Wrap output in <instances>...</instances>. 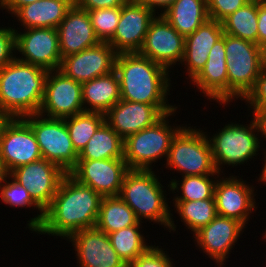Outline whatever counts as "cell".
I'll use <instances>...</instances> for the list:
<instances>
[{
    "label": "cell",
    "mask_w": 266,
    "mask_h": 267,
    "mask_svg": "<svg viewBox=\"0 0 266 267\" xmlns=\"http://www.w3.org/2000/svg\"><path fill=\"white\" fill-rule=\"evenodd\" d=\"M155 16L140 0H128L121 7L119 23L108 43L117 53L139 52Z\"/></svg>",
    "instance_id": "cell-14"
},
{
    "label": "cell",
    "mask_w": 266,
    "mask_h": 267,
    "mask_svg": "<svg viewBox=\"0 0 266 267\" xmlns=\"http://www.w3.org/2000/svg\"><path fill=\"white\" fill-rule=\"evenodd\" d=\"M104 115L105 122L123 140L134 133L153 126L164 116L154 105L122 99Z\"/></svg>",
    "instance_id": "cell-21"
},
{
    "label": "cell",
    "mask_w": 266,
    "mask_h": 267,
    "mask_svg": "<svg viewBox=\"0 0 266 267\" xmlns=\"http://www.w3.org/2000/svg\"><path fill=\"white\" fill-rule=\"evenodd\" d=\"M122 100L154 105L163 115L178 107L170 105V71L138 52L118 53L114 70ZM168 102V103H167Z\"/></svg>",
    "instance_id": "cell-2"
},
{
    "label": "cell",
    "mask_w": 266,
    "mask_h": 267,
    "mask_svg": "<svg viewBox=\"0 0 266 267\" xmlns=\"http://www.w3.org/2000/svg\"><path fill=\"white\" fill-rule=\"evenodd\" d=\"M145 6L152 10L155 14L159 9L163 13L169 6H171L175 0H140ZM157 9V10H156Z\"/></svg>",
    "instance_id": "cell-45"
},
{
    "label": "cell",
    "mask_w": 266,
    "mask_h": 267,
    "mask_svg": "<svg viewBox=\"0 0 266 267\" xmlns=\"http://www.w3.org/2000/svg\"><path fill=\"white\" fill-rule=\"evenodd\" d=\"M258 45L266 43V2H258Z\"/></svg>",
    "instance_id": "cell-42"
},
{
    "label": "cell",
    "mask_w": 266,
    "mask_h": 267,
    "mask_svg": "<svg viewBox=\"0 0 266 267\" xmlns=\"http://www.w3.org/2000/svg\"><path fill=\"white\" fill-rule=\"evenodd\" d=\"M35 134L41 155L67 174L74 168L78 160L64 119L47 118L38 114L22 117Z\"/></svg>",
    "instance_id": "cell-9"
},
{
    "label": "cell",
    "mask_w": 266,
    "mask_h": 267,
    "mask_svg": "<svg viewBox=\"0 0 266 267\" xmlns=\"http://www.w3.org/2000/svg\"><path fill=\"white\" fill-rule=\"evenodd\" d=\"M48 72L16 58L0 68V110L13 118L38 114Z\"/></svg>",
    "instance_id": "cell-3"
},
{
    "label": "cell",
    "mask_w": 266,
    "mask_h": 267,
    "mask_svg": "<svg viewBox=\"0 0 266 267\" xmlns=\"http://www.w3.org/2000/svg\"><path fill=\"white\" fill-rule=\"evenodd\" d=\"M160 15L184 37L209 19L206 0H175Z\"/></svg>",
    "instance_id": "cell-27"
},
{
    "label": "cell",
    "mask_w": 266,
    "mask_h": 267,
    "mask_svg": "<svg viewBox=\"0 0 266 267\" xmlns=\"http://www.w3.org/2000/svg\"><path fill=\"white\" fill-rule=\"evenodd\" d=\"M185 37L160 14L150 22L139 54L170 71L184 56ZM174 65V66H172Z\"/></svg>",
    "instance_id": "cell-12"
},
{
    "label": "cell",
    "mask_w": 266,
    "mask_h": 267,
    "mask_svg": "<svg viewBox=\"0 0 266 267\" xmlns=\"http://www.w3.org/2000/svg\"><path fill=\"white\" fill-rule=\"evenodd\" d=\"M67 240L77 252L78 267H128L112 247L109 236L96 227L76 232Z\"/></svg>",
    "instance_id": "cell-20"
},
{
    "label": "cell",
    "mask_w": 266,
    "mask_h": 267,
    "mask_svg": "<svg viewBox=\"0 0 266 267\" xmlns=\"http://www.w3.org/2000/svg\"><path fill=\"white\" fill-rule=\"evenodd\" d=\"M84 112L82 84L59 70L49 71L39 114L47 118L64 119Z\"/></svg>",
    "instance_id": "cell-11"
},
{
    "label": "cell",
    "mask_w": 266,
    "mask_h": 267,
    "mask_svg": "<svg viewBox=\"0 0 266 267\" xmlns=\"http://www.w3.org/2000/svg\"><path fill=\"white\" fill-rule=\"evenodd\" d=\"M225 34L258 44V1H250L222 22Z\"/></svg>",
    "instance_id": "cell-30"
},
{
    "label": "cell",
    "mask_w": 266,
    "mask_h": 267,
    "mask_svg": "<svg viewBox=\"0 0 266 267\" xmlns=\"http://www.w3.org/2000/svg\"><path fill=\"white\" fill-rule=\"evenodd\" d=\"M141 223L108 234L112 247L127 266L152 245H147L141 234Z\"/></svg>",
    "instance_id": "cell-31"
},
{
    "label": "cell",
    "mask_w": 266,
    "mask_h": 267,
    "mask_svg": "<svg viewBox=\"0 0 266 267\" xmlns=\"http://www.w3.org/2000/svg\"><path fill=\"white\" fill-rule=\"evenodd\" d=\"M0 157L9 172L42 159L30 125L21 117L12 118L0 139Z\"/></svg>",
    "instance_id": "cell-15"
},
{
    "label": "cell",
    "mask_w": 266,
    "mask_h": 267,
    "mask_svg": "<svg viewBox=\"0 0 266 267\" xmlns=\"http://www.w3.org/2000/svg\"><path fill=\"white\" fill-rule=\"evenodd\" d=\"M74 0H39L21 7L15 17L23 28H57Z\"/></svg>",
    "instance_id": "cell-25"
},
{
    "label": "cell",
    "mask_w": 266,
    "mask_h": 267,
    "mask_svg": "<svg viewBox=\"0 0 266 267\" xmlns=\"http://www.w3.org/2000/svg\"><path fill=\"white\" fill-rule=\"evenodd\" d=\"M139 222L134 211L119 196L102 197L96 223L98 230L108 235Z\"/></svg>",
    "instance_id": "cell-29"
},
{
    "label": "cell",
    "mask_w": 266,
    "mask_h": 267,
    "mask_svg": "<svg viewBox=\"0 0 266 267\" xmlns=\"http://www.w3.org/2000/svg\"><path fill=\"white\" fill-rule=\"evenodd\" d=\"M12 118L13 117L9 113L0 110V139L2 138V134L5 127L11 121Z\"/></svg>",
    "instance_id": "cell-46"
},
{
    "label": "cell",
    "mask_w": 266,
    "mask_h": 267,
    "mask_svg": "<svg viewBox=\"0 0 266 267\" xmlns=\"http://www.w3.org/2000/svg\"><path fill=\"white\" fill-rule=\"evenodd\" d=\"M250 1L266 2V0H250Z\"/></svg>",
    "instance_id": "cell-50"
},
{
    "label": "cell",
    "mask_w": 266,
    "mask_h": 267,
    "mask_svg": "<svg viewBox=\"0 0 266 267\" xmlns=\"http://www.w3.org/2000/svg\"><path fill=\"white\" fill-rule=\"evenodd\" d=\"M261 50L263 54L264 65H266V43L261 47Z\"/></svg>",
    "instance_id": "cell-49"
},
{
    "label": "cell",
    "mask_w": 266,
    "mask_h": 267,
    "mask_svg": "<svg viewBox=\"0 0 266 267\" xmlns=\"http://www.w3.org/2000/svg\"><path fill=\"white\" fill-rule=\"evenodd\" d=\"M196 85L208 99L215 100L219 105L228 104V73L224 34L209 52L208 60L203 69L190 81Z\"/></svg>",
    "instance_id": "cell-23"
},
{
    "label": "cell",
    "mask_w": 266,
    "mask_h": 267,
    "mask_svg": "<svg viewBox=\"0 0 266 267\" xmlns=\"http://www.w3.org/2000/svg\"><path fill=\"white\" fill-rule=\"evenodd\" d=\"M201 129L183 126L173 137L166 159V168L182 172V176L216 175L219 173L214 165L211 147Z\"/></svg>",
    "instance_id": "cell-5"
},
{
    "label": "cell",
    "mask_w": 266,
    "mask_h": 267,
    "mask_svg": "<svg viewBox=\"0 0 266 267\" xmlns=\"http://www.w3.org/2000/svg\"><path fill=\"white\" fill-rule=\"evenodd\" d=\"M82 100L84 111L105 114L119 100H121L117 73L113 71L110 74L96 77L83 83Z\"/></svg>",
    "instance_id": "cell-26"
},
{
    "label": "cell",
    "mask_w": 266,
    "mask_h": 267,
    "mask_svg": "<svg viewBox=\"0 0 266 267\" xmlns=\"http://www.w3.org/2000/svg\"><path fill=\"white\" fill-rule=\"evenodd\" d=\"M224 34L222 23L208 19L192 34L185 37L184 56L181 64L192 80L205 66L209 52Z\"/></svg>",
    "instance_id": "cell-24"
},
{
    "label": "cell",
    "mask_w": 266,
    "mask_h": 267,
    "mask_svg": "<svg viewBox=\"0 0 266 267\" xmlns=\"http://www.w3.org/2000/svg\"><path fill=\"white\" fill-rule=\"evenodd\" d=\"M253 118L256 121L261 138H266V109H253L251 111Z\"/></svg>",
    "instance_id": "cell-44"
},
{
    "label": "cell",
    "mask_w": 266,
    "mask_h": 267,
    "mask_svg": "<svg viewBox=\"0 0 266 267\" xmlns=\"http://www.w3.org/2000/svg\"><path fill=\"white\" fill-rule=\"evenodd\" d=\"M96 37L108 42L114 35L120 20L121 7L88 10Z\"/></svg>",
    "instance_id": "cell-36"
},
{
    "label": "cell",
    "mask_w": 266,
    "mask_h": 267,
    "mask_svg": "<svg viewBox=\"0 0 266 267\" xmlns=\"http://www.w3.org/2000/svg\"><path fill=\"white\" fill-rule=\"evenodd\" d=\"M101 200L102 196L91 187L66 174L50 205L44 210L42 223L35 233L67 240L76 232L95 228Z\"/></svg>",
    "instance_id": "cell-1"
},
{
    "label": "cell",
    "mask_w": 266,
    "mask_h": 267,
    "mask_svg": "<svg viewBox=\"0 0 266 267\" xmlns=\"http://www.w3.org/2000/svg\"><path fill=\"white\" fill-rule=\"evenodd\" d=\"M251 119L247 126L231 122L211 138L206 134L209 137L214 165L219 173H223L222 165L240 166L259 154L260 135L255 119Z\"/></svg>",
    "instance_id": "cell-8"
},
{
    "label": "cell",
    "mask_w": 266,
    "mask_h": 267,
    "mask_svg": "<svg viewBox=\"0 0 266 267\" xmlns=\"http://www.w3.org/2000/svg\"><path fill=\"white\" fill-rule=\"evenodd\" d=\"M14 30L15 52L22 55L16 59L48 71L59 69L62 57L57 28H28L23 33Z\"/></svg>",
    "instance_id": "cell-10"
},
{
    "label": "cell",
    "mask_w": 266,
    "mask_h": 267,
    "mask_svg": "<svg viewBox=\"0 0 266 267\" xmlns=\"http://www.w3.org/2000/svg\"><path fill=\"white\" fill-rule=\"evenodd\" d=\"M214 175H192L182 176V180L171 179L168 187L170 191L180 189V196L177 194L172 201H196L214 198L216 181L220 176ZM181 184V185H180Z\"/></svg>",
    "instance_id": "cell-32"
},
{
    "label": "cell",
    "mask_w": 266,
    "mask_h": 267,
    "mask_svg": "<svg viewBox=\"0 0 266 267\" xmlns=\"http://www.w3.org/2000/svg\"><path fill=\"white\" fill-rule=\"evenodd\" d=\"M223 177L216 181L214 190L217 215L237 219L246 226L257 208L255 187L237 176Z\"/></svg>",
    "instance_id": "cell-19"
},
{
    "label": "cell",
    "mask_w": 266,
    "mask_h": 267,
    "mask_svg": "<svg viewBox=\"0 0 266 267\" xmlns=\"http://www.w3.org/2000/svg\"><path fill=\"white\" fill-rule=\"evenodd\" d=\"M9 172L7 171L2 158L0 157V184L7 178Z\"/></svg>",
    "instance_id": "cell-47"
},
{
    "label": "cell",
    "mask_w": 266,
    "mask_h": 267,
    "mask_svg": "<svg viewBox=\"0 0 266 267\" xmlns=\"http://www.w3.org/2000/svg\"><path fill=\"white\" fill-rule=\"evenodd\" d=\"M128 0H74V5L83 10L122 7Z\"/></svg>",
    "instance_id": "cell-41"
},
{
    "label": "cell",
    "mask_w": 266,
    "mask_h": 267,
    "mask_svg": "<svg viewBox=\"0 0 266 267\" xmlns=\"http://www.w3.org/2000/svg\"><path fill=\"white\" fill-rule=\"evenodd\" d=\"M15 57V30L9 26L0 27V68L10 63Z\"/></svg>",
    "instance_id": "cell-40"
},
{
    "label": "cell",
    "mask_w": 266,
    "mask_h": 267,
    "mask_svg": "<svg viewBox=\"0 0 266 267\" xmlns=\"http://www.w3.org/2000/svg\"><path fill=\"white\" fill-rule=\"evenodd\" d=\"M60 55L65 58L100 43L96 37L90 15L73 4L57 27Z\"/></svg>",
    "instance_id": "cell-22"
},
{
    "label": "cell",
    "mask_w": 266,
    "mask_h": 267,
    "mask_svg": "<svg viewBox=\"0 0 266 267\" xmlns=\"http://www.w3.org/2000/svg\"><path fill=\"white\" fill-rule=\"evenodd\" d=\"M159 248L150 246L145 252L140 254L128 267H173V259Z\"/></svg>",
    "instance_id": "cell-37"
},
{
    "label": "cell",
    "mask_w": 266,
    "mask_h": 267,
    "mask_svg": "<svg viewBox=\"0 0 266 267\" xmlns=\"http://www.w3.org/2000/svg\"><path fill=\"white\" fill-rule=\"evenodd\" d=\"M124 159V140L104 122L78 154V160Z\"/></svg>",
    "instance_id": "cell-28"
},
{
    "label": "cell",
    "mask_w": 266,
    "mask_h": 267,
    "mask_svg": "<svg viewBox=\"0 0 266 267\" xmlns=\"http://www.w3.org/2000/svg\"><path fill=\"white\" fill-rule=\"evenodd\" d=\"M177 109L164 115L153 126L128 136L124 140V160L129 169L152 170V164L165 157L167 159L171 142L183 127L169 124V116Z\"/></svg>",
    "instance_id": "cell-7"
},
{
    "label": "cell",
    "mask_w": 266,
    "mask_h": 267,
    "mask_svg": "<svg viewBox=\"0 0 266 267\" xmlns=\"http://www.w3.org/2000/svg\"><path fill=\"white\" fill-rule=\"evenodd\" d=\"M242 100L249 103L250 109H266V65L262 67L254 87Z\"/></svg>",
    "instance_id": "cell-39"
},
{
    "label": "cell",
    "mask_w": 266,
    "mask_h": 267,
    "mask_svg": "<svg viewBox=\"0 0 266 267\" xmlns=\"http://www.w3.org/2000/svg\"><path fill=\"white\" fill-rule=\"evenodd\" d=\"M66 174L58 165L43 158L20 166L10 173L30 192L33 200L43 210L50 205Z\"/></svg>",
    "instance_id": "cell-17"
},
{
    "label": "cell",
    "mask_w": 266,
    "mask_h": 267,
    "mask_svg": "<svg viewBox=\"0 0 266 267\" xmlns=\"http://www.w3.org/2000/svg\"><path fill=\"white\" fill-rule=\"evenodd\" d=\"M39 0H0V8L6 9L11 15H14L21 7L34 3Z\"/></svg>",
    "instance_id": "cell-43"
},
{
    "label": "cell",
    "mask_w": 266,
    "mask_h": 267,
    "mask_svg": "<svg viewBox=\"0 0 266 267\" xmlns=\"http://www.w3.org/2000/svg\"><path fill=\"white\" fill-rule=\"evenodd\" d=\"M129 167L124 159L77 160L68 173L102 197L118 196Z\"/></svg>",
    "instance_id": "cell-13"
},
{
    "label": "cell",
    "mask_w": 266,
    "mask_h": 267,
    "mask_svg": "<svg viewBox=\"0 0 266 267\" xmlns=\"http://www.w3.org/2000/svg\"><path fill=\"white\" fill-rule=\"evenodd\" d=\"M164 188L152 170L130 169L123 180L119 197L142 218L176 231ZM165 195V196H164Z\"/></svg>",
    "instance_id": "cell-4"
},
{
    "label": "cell",
    "mask_w": 266,
    "mask_h": 267,
    "mask_svg": "<svg viewBox=\"0 0 266 267\" xmlns=\"http://www.w3.org/2000/svg\"><path fill=\"white\" fill-rule=\"evenodd\" d=\"M181 221L194 234L203 226L208 225L216 216L215 198L196 201H173Z\"/></svg>",
    "instance_id": "cell-33"
},
{
    "label": "cell",
    "mask_w": 266,
    "mask_h": 267,
    "mask_svg": "<svg viewBox=\"0 0 266 267\" xmlns=\"http://www.w3.org/2000/svg\"><path fill=\"white\" fill-rule=\"evenodd\" d=\"M228 73V104L243 99L254 87L264 66L261 47L251 41L224 33Z\"/></svg>",
    "instance_id": "cell-6"
},
{
    "label": "cell",
    "mask_w": 266,
    "mask_h": 267,
    "mask_svg": "<svg viewBox=\"0 0 266 267\" xmlns=\"http://www.w3.org/2000/svg\"><path fill=\"white\" fill-rule=\"evenodd\" d=\"M10 179L12 181H9ZM0 198L4 204H8L11 207L23 208L26 206L27 208L28 206V208L34 207V209H38L40 214H37V216L34 218H30V221H27L29 222L27 226H29L28 228L31 231L35 232L41 225L44 216V210L33 200L30 192L19 182H17L10 174L0 184Z\"/></svg>",
    "instance_id": "cell-35"
},
{
    "label": "cell",
    "mask_w": 266,
    "mask_h": 267,
    "mask_svg": "<svg viewBox=\"0 0 266 267\" xmlns=\"http://www.w3.org/2000/svg\"><path fill=\"white\" fill-rule=\"evenodd\" d=\"M245 228L247 227L237 219L217 215L208 225L195 232L193 237L195 236L197 247L214 260L217 263L215 265L223 267Z\"/></svg>",
    "instance_id": "cell-18"
},
{
    "label": "cell",
    "mask_w": 266,
    "mask_h": 267,
    "mask_svg": "<svg viewBox=\"0 0 266 267\" xmlns=\"http://www.w3.org/2000/svg\"><path fill=\"white\" fill-rule=\"evenodd\" d=\"M250 0H206L209 19L222 22Z\"/></svg>",
    "instance_id": "cell-38"
},
{
    "label": "cell",
    "mask_w": 266,
    "mask_h": 267,
    "mask_svg": "<svg viewBox=\"0 0 266 267\" xmlns=\"http://www.w3.org/2000/svg\"><path fill=\"white\" fill-rule=\"evenodd\" d=\"M117 52L108 42L62 58L59 71L78 83L88 82L115 70Z\"/></svg>",
    "instance_id": "cell-16"
},
{
    "label": "cell",
    "mask_w": 266,
    "mask_h": 267,
    "mask_svg": "<svg viewBox=\"0 0 266 267\" xmlns=\"http://www.w3.org/2000/svg\"><path fill=\"white\" fill-rule=\"evenodd\" d=\"M75 150L80 153L95 131L105 122L100 112L84 111L64 118Z\"/></svg>",
    "instance_id": "cell-34"
},
{
    "label": "cell",
    "mask_w": 266,
    "mask_h": 267,
    "mask_svg": "<svg viewBox=\"0 0 266 267\" xmlns=\"http://www.w3.org/2000/svg\"><path fill=\"white\" fill-rule=\"evenodd\" d=\"M264 154H266V151H264ZM264 159L265 160H263L265 163L263 164V168H262V173L260 174V176H259V179H257V180H259L260 182H263L265 185H266V155H264Z\"/></svg>",
    "instance_id": "cell-48"
}]
</instances>
